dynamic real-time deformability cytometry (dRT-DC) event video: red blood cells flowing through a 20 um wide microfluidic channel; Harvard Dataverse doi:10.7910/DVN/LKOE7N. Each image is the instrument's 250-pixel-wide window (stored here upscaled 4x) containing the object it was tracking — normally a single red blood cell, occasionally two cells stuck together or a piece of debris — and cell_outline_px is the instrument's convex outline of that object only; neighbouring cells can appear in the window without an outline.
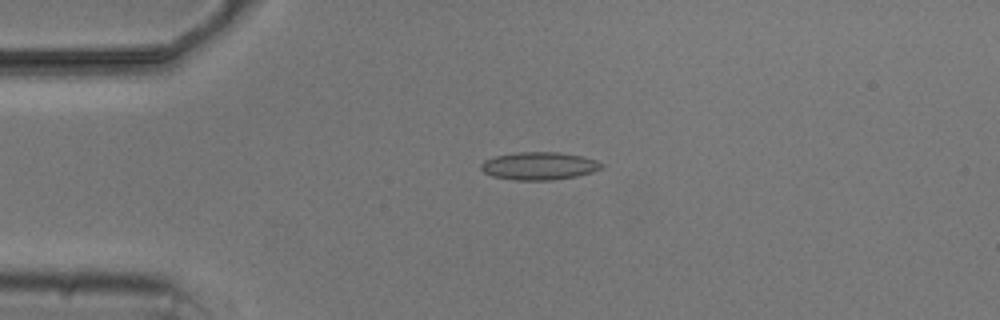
{"species": "common noctule bat (a hibernating species)", "species_latin": "Nyctalus noctula", "temperature_condition": "cold", "stored_images_in_passage": 3, "camera_frame_rate_fps": 3000, "um_per_image_px": 0.085, "animal": {"sex": "male", "body_mass_g": 20.5, "forearm_length_mm": 52.5}, "frame": {"image": 1, "passage_image": 1, "time_ms": 0.0, "image_size_px": [1000, 320], "cell_outline_px": [[604, 164], [600, 168], [592, 172], [576, 176], [552, 180], [512, 180], [492, 176], [484, 172], [480, 168], [480, 164], [484, 160], [496, 156], [516, 152], [556, 152], [580, 156], [596, 160]], "centroid_in_image_um": [45.78, 14.11], "position_along_channel_um": 39.2, "area_um2": 19.42}}